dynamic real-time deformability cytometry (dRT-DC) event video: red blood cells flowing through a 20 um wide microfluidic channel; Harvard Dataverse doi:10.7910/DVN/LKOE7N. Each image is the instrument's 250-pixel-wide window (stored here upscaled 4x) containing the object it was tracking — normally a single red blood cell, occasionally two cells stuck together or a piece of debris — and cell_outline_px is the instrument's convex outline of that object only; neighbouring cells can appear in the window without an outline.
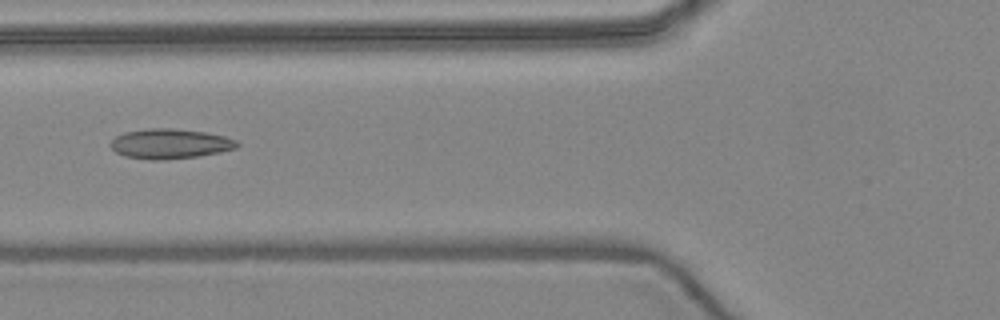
{"species": "common noctule bat (a hibernating species)", "species_latin": "Nyctalus noctula", "temperature_condition": "warm", "stored_images_in_passage": 5, "camera_frame_rate_fps": 3000, "um_per_image_px": 0.085, "animal": {"sex": "female", "body_mass_g": 24.6, "forearm_length_mm": 56.2}, "frame": {"image": 1, "passage_image": 5, "time_ms": 4.667, "image_size_px": [1000, 320], "cell_outline_px": [[240, 144], [236, 148], [220, 152], [196, 156], [164, 160], [148, 160], [124, 156], [116, 152], [108, 144], [116, 136], [124, 132], [148, 128], [172, 128], [208, 132], [224, 136], [236, 140]], "centroid_in_image_um": [14.43, 12.21], "position_along_channel_um": 111.4, "area_um2": 22.2}}